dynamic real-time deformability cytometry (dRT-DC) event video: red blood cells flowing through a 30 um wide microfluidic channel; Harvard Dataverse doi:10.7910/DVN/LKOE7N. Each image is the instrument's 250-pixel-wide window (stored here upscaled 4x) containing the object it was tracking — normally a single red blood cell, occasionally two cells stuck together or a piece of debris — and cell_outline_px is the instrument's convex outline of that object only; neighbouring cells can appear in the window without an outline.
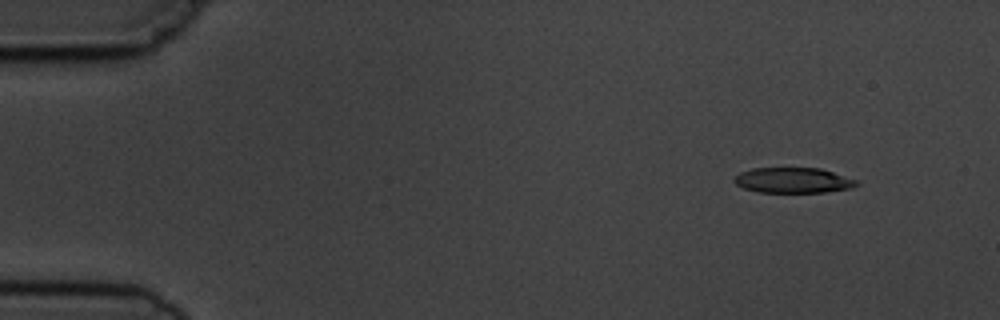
{"species": "common noctule bat (a hibernating species)", "species_latin": "Nyctalus noctula", "temperature_condition": "cold", "stored_images_in_passage": 5, "camera_frame_rate_fps": 3000, "um_per_image_px": 0.085, "animal": {"sex": "male", "body_mass_g": 19.5, "forearm_length_mm": 54.6}, "frame": {"image": 1, "passage_image": 2, "time_ms": 1.333, "image_size_px": [1000, 320], "cell_outline_px": [[860, 184], [852, 188], [824, 192], [756, 192], [744, 188], [736, 184], [732, 180], [740, 172], [752, 168], [820, 168], [860, 180]], "centroid_in_image_um": [67.45, 15.32], "position_along_channel_um": 17.5, "area_um2": 18.26}}